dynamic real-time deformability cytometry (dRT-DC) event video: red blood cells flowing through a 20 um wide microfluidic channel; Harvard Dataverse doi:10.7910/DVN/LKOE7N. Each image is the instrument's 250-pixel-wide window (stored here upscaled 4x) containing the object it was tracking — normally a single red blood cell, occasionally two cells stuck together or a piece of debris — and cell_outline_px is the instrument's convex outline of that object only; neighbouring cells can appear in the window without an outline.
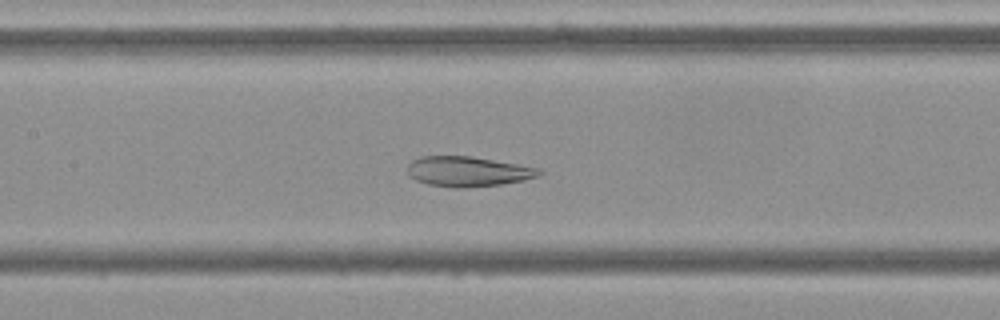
{"species": "Egyptian fruit bat (a non-hibernating species)", "species_latin": "Rousettus aegyptiacus", "temperature_condition": "cold", "stored_images_in_passage": 46, "camera_frame_rate_fps": 3000, "um_per_image_px": 0.085, "frame": {"image": 1, "passage_image": 17, "time_ms": 5.333, "image_size_px": [1000, 320], "cell_outline_px": [[544, 172], [540, 176], [524, 180], [504, 184], [464, 188], [452, 188], [428, 184], [416, 180], [408, 176], [408, 164], [412, 160], [420, 156], [472, 156], [540, 168]], "centroid_in_image_um": [39.79, 14.58], "position_along_channel_um": 167.6, "area_um2": 23.35}}
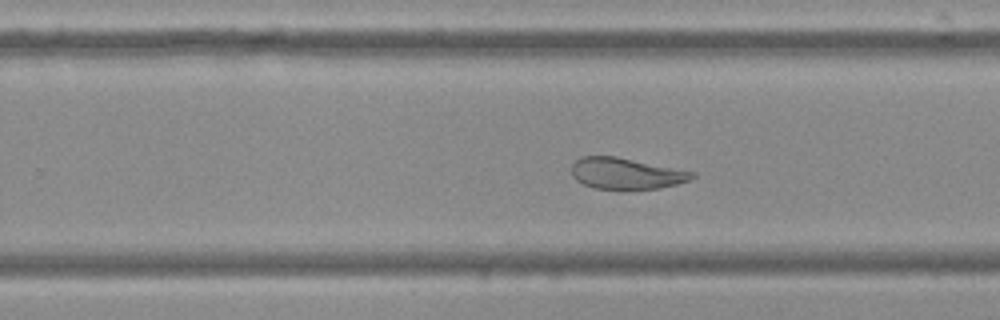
{"frame": {"image": 2, "passage_image": 26, "time_ms": 8.333, "image_size_px": [1000, 320], "cell_outline_px": [[696, 176], [688, 180], [676, 184], [660, 188], [596, 188], [584, 184], [576, 180], [572, 176], [572, 164], [580, 156], [616, 156], [696, 172]], "centroid_in_image_um": [53.21, 14.72], "position_along_channel_um": 276.6, "area_um2": 21.68}}
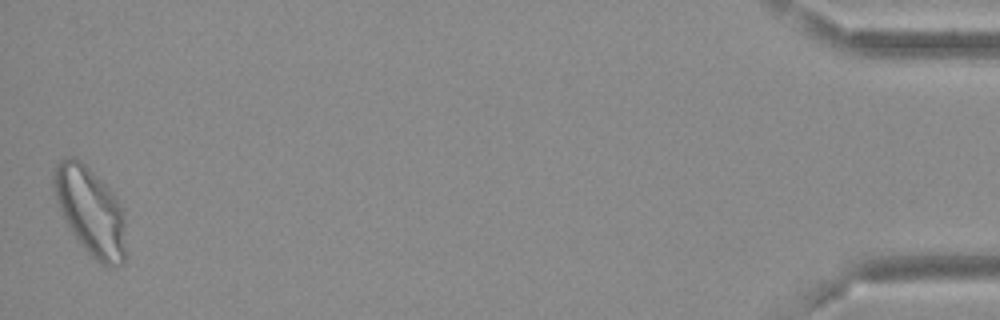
{"frame": {"image": 3, "passage_image": 46, "time_ms": 15.0, "image_size_px": [1000, 320], "cell_outline_px": [[128, 256], [124, 264], [116, 268], [108, 268], [100, 264], [80, 244], [64, 220], [52, 188], [52, 172], [56, 164], [64, 156], [72, 156], [80, 160], [112, 192], [124, 208]], "centroid_in_image_um": [7.73, 18.02], "position_along_channel_um": 427.5, "area_um2": 37.97}, "authors_computed_cell_mechanics": {"area_um2": 27.1371, "velocity_mm_per_s": 3.6422, "shape_relaxation_time_tau1_ms": null, "shape_relaxation_time_tau2_ms": 2.4788, "deformation_change_tau1": null, "deformation_change_tau2": 0.0726}}